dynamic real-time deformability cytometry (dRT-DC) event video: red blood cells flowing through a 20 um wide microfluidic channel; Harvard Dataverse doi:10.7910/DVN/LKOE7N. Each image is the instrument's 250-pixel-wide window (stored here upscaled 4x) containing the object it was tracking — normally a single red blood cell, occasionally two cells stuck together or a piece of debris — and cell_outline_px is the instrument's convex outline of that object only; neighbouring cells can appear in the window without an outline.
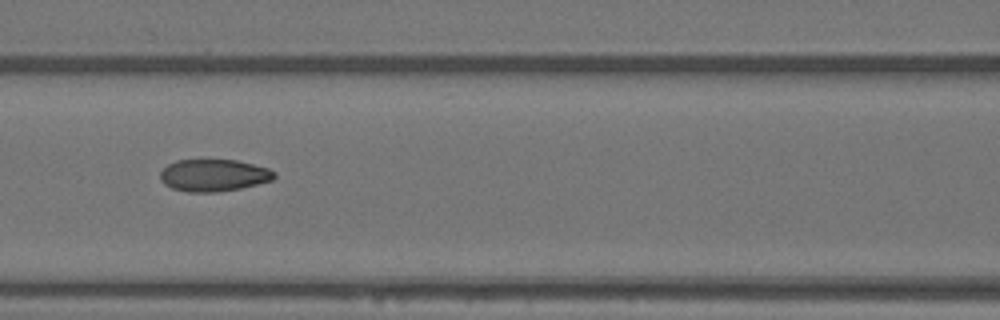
{"species": "Egyptian fruit bat (a non-hibernating species)", "species_latin": "Rousettus aegyptiacus", "temperature_condition": "warm", "stored_images_in_passage": 14, "camera_frame_rate_fps": 3000, "um_per_image_px": 0.085, "animal": {"sex": "female"}, "frame": {"image": 1, "passage_image": 5, "time_ms": 1.333, "image_size_px": [1000, 320], "cell_outline_px": [[276, 176], [272, 180], [240, 188], [216, 192], [188, 192], [172, 188], [164, 184], [160, 180], [160, 172], [168, 164], [176, 160], [236, 160], [268, 168], [276, 172]], "centroid_in_image_um": [18.14, 14.9], "position_along_channel_um": 148.5, "area_um2": 21.27}}
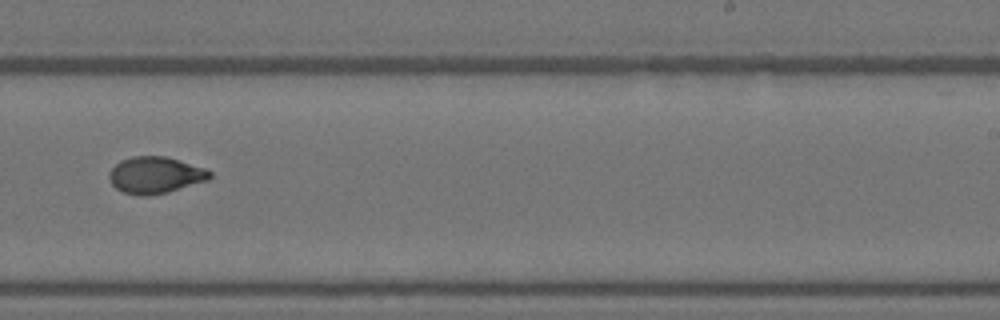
{"frame": {"image": 2, "passage_image": 8, "time_ms": 2.333, "image_size_px": [1000, 320], "cell_outline_px": [[212, 176], [208, 180], [168, 192], [148, 196], [140, 196], [124, 192], [116, 188], [112, 184], [108, 176], [108, 172], [120, 160], [132, 156], [164, 156], [204, 168], [212, 172]], "centroid_in_image_um": [13.18, 14.89], "position_along_channel_um": 275.8, "area_um2": 21.44}}
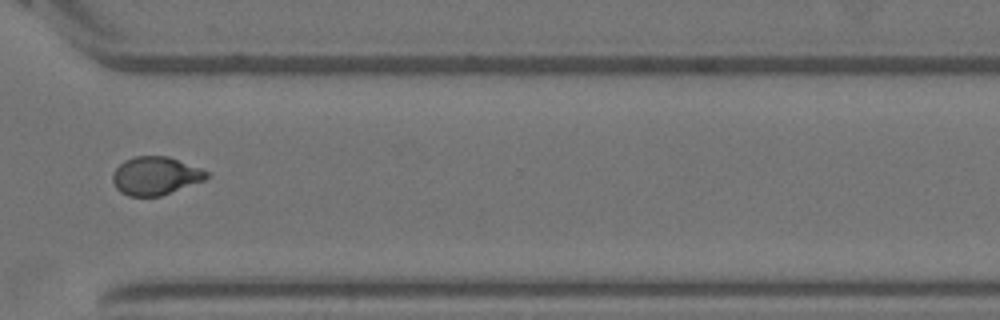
{"frame": {"image": 3, "passage_image": 10, "time_ms": 3.0, "image_size_px": [1000, 320], "cell_outline_px": [[208, 176], [204, 180], [160, 196], [128, 196], [120, 192], [116, 188], [112, 180], [112, 176], [116, 168], [124, 160], [136, 156], [168, 156], [200, 168], [208, 172]], "centroid_in_image_um": [13.18, 14.94], "position_along_channel_um": 357.4, "area_um2": 20.75}}